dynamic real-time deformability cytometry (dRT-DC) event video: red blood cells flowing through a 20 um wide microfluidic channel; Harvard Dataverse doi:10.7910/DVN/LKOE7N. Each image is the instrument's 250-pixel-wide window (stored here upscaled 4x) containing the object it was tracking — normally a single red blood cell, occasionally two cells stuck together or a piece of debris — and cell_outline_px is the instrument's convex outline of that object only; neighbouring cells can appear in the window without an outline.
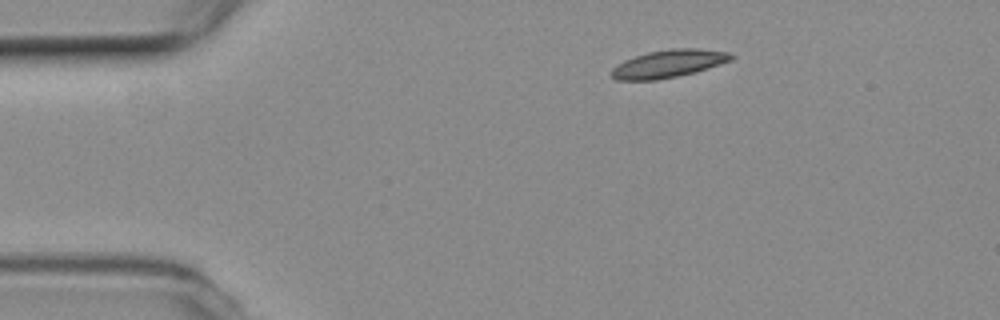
{"species": "common noctule bat (a hibernating species)", "species_latin": "Nyctalus noctula", "temperature_condition": "room temperature", "stored_images_in_passage": 47, "camera_frame_rate_fps": 3000, "um_per_image_px": 0.085, "animal": {"sex": "female", "body_mass_g": 19.3, "forearm_length_mm": 54.1}, "frame": {"image": 1, "passage_image": 1, "time_ms": 0.0, "image_size_px": [1000, 320], "cell_outline_px": [[736, 56], [732, 60], [696, 72], [656, 80], [616, 80], [612, 76], [612, 68], [616, 64], [624, 60], [648, 52], [668, 48], [700, 48], [728, 52]], "centroid_in_image_um": [56.84, 5.4], "position_along_channel_um": 28.2, "area_um2": 19.42}}
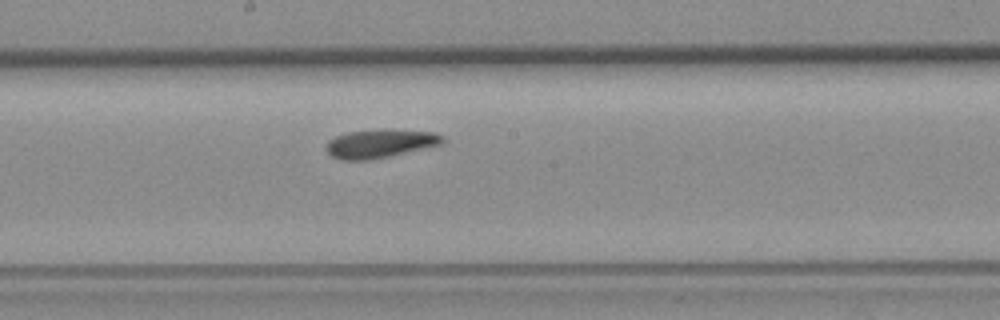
{"frame": {"image": 2, "passage_image": 21, "time_ms": 6.667, "image_size_px": [1000, 320], "cell_outline_px": [[444, 144], [372, 160], [340, 160], [332, 156], [324, 148], [328, 140], [336, 136], [348, 132], [388, 128], [436, 132], [444, 136]], "centroid_in_image_um": [32.34, 12.19], "position_along_channel_um": 215.9, "area_um2": 19.83}}
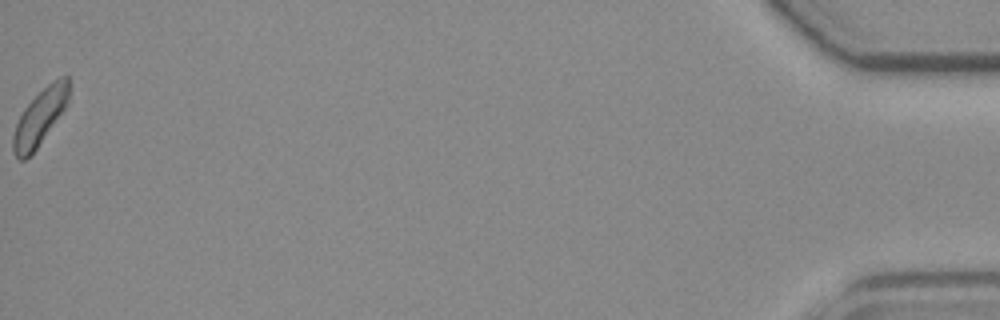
{"frame": {"image": 3, "passage_image": 47, "time_ms": 15.333, "image_size_px": [1000, 320], "cell_outline_px": [[68, 104], [36, 148], [24, 160], [20, 160], [12, 152], [12, 136], [16, 124], [24, 108], [52, 80], [60, 76], [68, 76]], "centroid_in_image_um": [3.38, 9.96], "position_along_channel_um": 431.8, "area_um2": 17.74}, "authors_computed_cell_mechanics": {"area_um2": 19.1318, "velocity_mm_per_s": 3.7348, "shape_relaxation_time_tau1_ms": 8.4564, "shape_relaxation_time_tau2_ms": 2.5985, "deformation_change_tau1": 0.15, "deformation_change_tau2": 0.0806}}